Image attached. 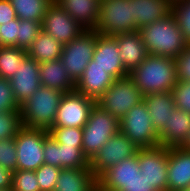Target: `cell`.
<instances>
[{"mask_svg": "<svg viewBox=\"0 0 190 191\" xmlns=\"http://www.w3.org/2000/svg\"><path fill=\"white\" fill-rule=\"evenodd\" d=\"M139 33L151 55L175 59L188 45L171 13L163 19L141 27Z\"/></svg>", "mask_w": 190, "mask_h": 191, "instance_id": "2", "label": "cell"}, {"mask_svg": "<svg viewBox=\"0 0 190 191\" xmlns=\"http://www.w3.org/2000/svg\"><path fill=\"white\" fill-rule=\"evenodd\" d=\"M44 164L60 169L90 168V162L83 154L82 148L59 145L49 134L44 139Z\"/></svg>", "mask_w": 190, "mask_h": 191, "instance_id": "14", "label": "cell"}, {"mask_svg": "<svg viewBox=\"0 0 190 191\" xmlns=\"http://www.w3.org/2000/svg\"><path fill=\"white\" fill-rule=\"evenodd\" d=\"M117 43L124 68L130 73L149 55L139 31L120 33L113 36Z\"/></svg>", "mask_w": 190, "mask_h": 191, "instance_id": "18", "label": "cell"}, {"mask_svg": "<svg viewBox=\"0 0 190 191\" xmlns=\"http://www.w3.org/2000/svg\"><path fill=\"white\" fill-rule=\"evenodd\" d=\"M115 78L98 66H87L75 90L95 101L114 83Z\"/></svg>", "mask_w": 190, "mask_h": 191, "instance_id": "22", "label": "cell"}, {"mask_svg": "<svg viewBox=\"0 0 190 191\" xmlns=\"http://www.w3.org/2000/svg\"><path fill=\"white\" fill-rule=\"evenodd\" d=\"M63 45L49 34L41 31L27 50L30 58L38 63L59 59Z\"/></svg>", "mask_w": 190, "mask_h": 191, "instance_id": "27", "label": "cell"}, {"mask_svg": "<svg viewBox=\"0 0 190 191\" xmlns=\"http://www.w3.org/2000/svg\"><path fill=\"white\" fill-rule=\"evenodd\" d=\"M13 191H40L35 171L19 170L12 174Z\"/></svg>", "mask_w": 190, "mask_h": 191, "instance_id": "34", "label": "cell"}, {"mask_svg": "<svg viewBox=\"0 0 190 191\" xmlns=\"http://www.w3.org/2000/svg\"><path fill=\"white\" fill-rule=\"evenodd\" d=\"M91 191H109L104 189L99 183H97L92 189Z\"/></svg>", "mask_w": 190, "mask_h": 191, "instance_id": "45", "label": "cell"}, {"mask_svg": "<svg viewBox=\"0 0 190 191\" xmlns=\"http://www.w3.org/2000/svg\"><path fill=\"white\" fill-rule=\"evenodd\" d=\"M175 107L190 113V82L177 80L172 89Z\"/></svg>", "mask_w": 190, "mask_h": 191, "instance_id": "37", "label": "cell"}, {"mask_svg": "<svg viewBox=\"0 0 190 191\" xmlns=\"http://www.w3.org/2000/svg\"><path fill=\"white\" fill-rule=\"evenodd\" d=\"M133 3V20L141 27L165 18L171 13L170 0H131Z\"/></svg>", "mask_w": 190, "mask_h": 191, "instance_id": "25", "label": "cell"}, {"mask_svg": "<svg viewBox=\"0 0 190 191\" xmlns=\"http://www.w3.org/2000/svg\"><path fill=\"white\" fill-rule=\"evenodd\" d=\"M120 191H158L153 185H151L141 173H138V176L131 182L123 185V188Z\"/></svg>", "mask_w": 190, "mask_h": 191, "instance_id": "41", "label": "cell"}, {"mask_svg": "<svg viewBox=\"0 0 190 191\" xmlns=\"http://www.w3.org/2000/svg\"><path fill=\"white\" fill-rule=\"evenodd\" d=\"M138 147L121 131L112 136L90 161V168L98 179L105 171L137 154Z\"/></svg>", "mask_w": 190, "mask_h": 191, "instance_id": "11", "label": "cell"}, {"mask_svg": "<svg viewBox=\"0 0 190 191\" xmlns=\"http://www.w3.org/2000/svg\"><path fill=\"white\" fill-rule=\"evenodd\" d=\"M47 130L22 126L14 137L17 169L35 171L44 164V139Z\"/></svg>", "mask_w": 190, "mask_h": 191, "instance_id": "9", "label": "cell"}, {"mask_svg": "<svg viewBox=\"0 0 190 191\" xmlns=\"http://www.w3.org/2000/svg\"><path fill=\"white\" fill-rule=\"evenodd\" d=\"M0 44L18 48V18L0 25Z\"/></svg>", "mask_w": 190, "mask_h": 191, "instance_id": "39", "label": "cell"}, {"mask_svg": "<svg viewBox=\"0 0 190 191\" xmlns=\"http://www.w3.org/2000/svg\"><path fill=\"white\" fill-rule=\"evenodd\" d=\"M143 96L128 75L115 79L114 83L98 98L96 104L120 121L135 105L143 101Z\"/></svg>", "mask_w": 190, "mask_h": 191, "instance_id": "6", "label": "cell"}, {"mask_svg": "<svg viewBox=\"0 0 190 191\" xmlns=\"http://www.w3.org/2000/svg\"><path fill=\"white\" fill-rule=\"evenodd\" d=\"M169 148L156 146L138 150V161L143 176L158 191H167Z\"/></svg>", "mask_w": 190, "mask_h": 191, "instance_id": "12", "label": "cell"}, {"mask_svg": "<svg viewBox=\"0 0 190 191\" xmlns=\"http://www.w3.org/2000/svg\"><path fill=\"white\" fill-rule=\"evenodd\" d=\"M41 31L40 22L18 18V48L27 51Z\"/></svg>", "mask_w": 190, "mask_h": 191, "instance_id": "31", "label": "cell"}, {"mask_svg": "<svg viewBox=\"0 0 190 191\" xmlns=\"http://www.w3.org/2000/svg\"><path fill=\"white\" fill-rule=\"evenodd\" d=\"M129 76L143 95L171 92L177 83L176 61L173 58L149 54Z\"/></svg>", "mask_w": 190, "mask_h": 191, "instance_id": "1", "label": "cell"}, {"mask_svg": "<svg viewBox=\"0 0 190 191\" xmlns=\"http://www.w3.org/2000/svg\"><path fill=\"white\" fill-rule=\"evenodd\" d=\"M0 191H13L12 188H4V189H0Z\"/></svg>", "mask_w": 190, "mask_h": 191, "instance_id": "46", "label": "cell"}, {"mask_svg": "<svg viewBox=\"0 0 190 191\" xmlns=\"http://www.w3.org/2000/svg\"><path fill=\"white\" fill-rule=\"evenodd\" d=\"M97 183L91 168L61 169L53 191H91Z\"/></svg>", "mask_w": 190, "mask_h": 191, "instance_id": "26", "label": "cell"}, {"mask_svg": "<svg viewBox=\"0 0 190 191\" xmlns=\"http://www.w3.org/2000/svg\"><path fill=\"white\" fill-rule=\"evenodd\" d=\"M177 80L190 82V44L176 58Z\"/></svg>", "mask_w": 190, "mask_h": 191, "instance_id": "40", "label": "cell"}, {"mask_svg": "<svg viewBox=\"0 0 190 191\" xmlns=\"http://www.w3.org/2000/svg\"><path fill=\"white\" fill-rule=\"evenodd\" d=\"M21 127L20 111L0 112V139L14 138Z\"/></svg>", "mask_w": 190, "mask_h": 191, "instance_id": "33", "label": "cell"}, {"mask_svg": "<svg viewBox=\"0 0 190 191\" xmlns=\"http://www.w3.org/2000/svg\"><path fill=\"white\" fill-rule=\"evenodd\" d=\"M153 127L159 132L176 109L172 92L150 93L143 96Z\"/></svg>", "mask_w": 190, "mask_h": 191, "instance_id": "24", "label": "cell"}, {"mask_svg": "<svg viewBox=\"0 0 190 191\" xmlns=\"http://www.w3.org/2000/svg\"><path fill=\"white\" fill-rule=\"evenodd\" d=\"M41 28L62 45L75 40L85 30L55 2H52L47 9L41 22Z\"/></svg>", "mask_w": 190, "mask_h": 191, "instance_id": "13", "label": "cell"}, {"mask_svg": "<svg viewBox=\"0 0 190 191\" xmlns=\"http://www.w3.org/2000/svg\"><path fill=\"white\" fill-rule=\"evenodd\" d=\"M27 57L28 54L25 49L0 46V77L7 80L12 79Z\"/></svg>", "mask_w": 190, "mask_h": 191, "instance_id": "28", "label": "cell"}, {"mask_svg": "<svg viewBox=\"0 0 190 191\" xmlns=\"http://www.w3.org/2000/svg\"><path fill=\"white\" fill-rule=\"evenodd\" d=\"M39 66L40 63L28 56L17 73L9 80L14 99L19 107L41 87Z\"/></svg>", "mask_w": 190, "mask_h": 191, "instance_id": "16", "label": "cell"}, {"mask_svg": "<svg viewBox=\"0 0 190 191\" xmlns=\"http://www.w3.org/2000/svg\"><path fill=\"white\" fill-rule=\"evenodd\" d=\"M158 133L160 146H181L190 133V113L176 108Z\"/></svg>", "mask_w": 190, "mask_h": 191, "instance_id": "20", "label": "cell"}, {"mask_svg": "<svg viewBox=\"0 0 190 191\" xmlns=\"http://www.w3.org/2000/svg\"><path fill=\"white\" fill-rule=\"evenodd\" d=\"M61 169L47 164H42L35 170L40 191H53Z\"/></svg>", "mask_w": 190, "mask_h": 191, "instance_id": "35", "label": "cell"}, {"mask_svg": "<svg viewBox=\"0 0 190 191\" xmlns=\"http://www.w3.org/2000/svg\"><path fill=\"white\" fill-rule=\"evenodd\" d=\"M17 18L9 0H0V25L15 20Z\"/></svg>", "mask_w": 190, "mask_h": 191, "instance_id": "42", "label": "cell"}, {"mask_svg": "<svg viewBox=\"0 0 190 191\" xmlns=\"http://www.w3.org/2000/svg\"><path fill=\"white\" fill-rule=\"evenodd\" d=\"M0 166L11 172L17 170V154L14 138L0 139Z\"/></svg>", "mask_w": 190, "mask_h": 191, "instance_id": "36", "label": "cell"}, {"mask_svg": "<svg viewBox=\"0 0 190 191\" xmlns=\"http://www.w3.org/2000/svg\"><path fill=\"white\" fill-rule=\"evenodd\" d=\"M96 40L97 32L85 29L75 40L63 45L60 59L75 83L93 58Z\"/></svg>", "mask_w": 190, "mask_h": 191, "instance_id": "8", "label": "cell"}, {"mask_svg": "<svg viewBox=\"0 0 190 191\" xmlns=\"http://www.w3.org/2000/svg\"><path fill=\"white\" fill-rule=\"evenodd\" d=\"M120 131L138 149L159 146V133L153 127L151 116L144 101L135 105L120 120Z\"/></svg>", "mask_w": 190, "mask_h": 191, "instance_id": "7", "label": "cell"}, {"mask_svg": "<svg viewBox=\"0 0 190 191\" xmlns=\"http://www.w3.org/2000/svg\"><path fill=\"white\" fill-rule=\"evenodd\" d=\"M167 191H183L190 187V150L169 147Z\"/></svg>", "mask_w": 190, "mask_h": 191, "instance_id": "17", "label": "cell"}, {"mask_svg": "<svg viewBox=\"0 0 190 191\" xmlns=\"http://www.w3.org/2000/svg\"><path fill=\"white\" fill-rule=\"evenodd\" d=\"M181 146L185 149L190 150V133H189L188 137L186 138V141Z\"/></svg>", "mask_w": 190, "mask_h": 191, "instance_id": "44", "label": "cell"}, {"mask_svg": "<svg viewBox=\"0 0 190 191\" xmlns=\"http://www.w3.org/2000/svg\"><path fill=\"white\" fill-rule=\"evenodd\" d=\"M19 19L42 22L53 0H9Z\"/></svg>", "mask_w": 190, "mask_h": 191, "instance_id": "29", "label": "cell"}, {"mask_svg": "<svg viewBox=\"0 0 190 191\" xmlns=\"http://www.w3.org/2000/svg\"><path fill=\"white\" fill-rule=\"evenodd\" d=\"M94 30L108 36L139 31L133 20L132 1L102 0L98 22Z\"/></svg>", "mask_w": 190, "mask_h": 191, "instance_id": "5", "label": "cell"}, {"mask_svg": "<svg viewBox=\"0 0 190 191\" xmlns=\"http://www.w3.org/2000/svg\"><path fill=\"white\" fill-rule=\"evenodd\" d=\"M40 84L63 93L75 90V82L63 66L61 59L42 62L39 66Z\"/></svg>", "mask_w": 190, "mask_h": 191, "instance_id": "23", "label": "cell"}, {"mask_svg": "<svg viewBox=\"0 0 190 191\" xmlns=\"http://www.w3.org/2000/svg\"><path fill=\"white\" fill-rule=\"evenodd\" d=\"M171 14L176 19L187 44H190V0H178L172 2Z\"/></svg>", "mask_w": 190, "mask_h": 191, "instance_id": "30", "label": "cell"}, {"mask_svg": "<svg viewBox=\"0 0 190 191\" xmlns=\"http://www.w3.org/2000/svg\"><path fill=\"white\" fill-rule=\"evenodd\" d=\"M20 111V107L14 99L9 80L0 77V112Z\"/></svg>", "mask_w": 190, "mask_h": 191, "instance_id": "38", "label": "cell"}, {"mask_svg": "<svg viewBox=\"0 0 190 191\" xmlns=\"http://www.w3.org/2000/svg\"><path fill=\"white\" fill-rule=\"evenodd\" d=\"M87 66H98L115 79L129 75L120 58L118 43L113 36L97 33L96 47L92 60Z\"/></svg>", "mask_w": 190, "mask_h": 191, "instance_id": "15", "label": "cell"}, {"mask_svg": "<svg viewBox=\"0 0 190 191\" xmlns=\"http://www.w3.org/2000/svg\"><path fill=\"white\" fill-rule=\"evenodd\" d=\"M60 90L42 86L20 106L22 126L49 131L63 96Z\"/></svg>", "mask_w": 190, "mask_h": 191, "instance_id": "3", "label": "cell"}, {"mask_svg": "<svg viewBox=\"0 0 190 191\" xmlns=\"http://www.w3.org/2000/svg\"><path fill=\"white\" fill-rule=\"evenodd\" d=\"M48 132L49 135L59 143V145H69L75 146L76 148H82V128H51Z\"/></svg>", "mask_w": 190, "mask_h": 191, "instance_id": "32", "label": "cell"}, {"mask_svg": "<svg viewBox=\"0 0 190 191\" xmlns=\"http://www.w3.org/2000/svg\"><path fill=\"white\" fill-rule=\"evenodd\" d=\"M96 101L76 90L63 94L52 128H83Z\"/></svg>", "mask_w": 190, "mask_h": 191, "instance_id": "10", "label": "cell"}, {"mask_svg": "<svg viewBox=\"0 0 190 191\" xmlns=\"http://www.w3.org/2000/svg\"><path fill=\"white\" fill-rule=\"evenodd\" d=\"M102 0H53L84 29L94 30L99 18Z\"/></svg>", "mask_w": 190, "mask_h": 191, "instance_id": "21", "label": "cell"}, {"mask_svg": "<svg viewBox=\"0 0 190 191\" xmlns=\"http://www.w3.org/2000/svg\"><path fill=\"white\" fill-rule=\"evenodd\" d=\"M138 173H140V169L137 151L136 155L109 168L97 181L106 190L120 191L123 185L134 180Z\"/></svg>", "mask_w": 190, "mask_h": 191, "instance_id": "19", "label": "cell"}, {"mask_svg": "<svg viewBox=\"0 0 190 191\" xmlns=\"http://www.w3.org/2000/svg\"><path fill=\"white\" fill-rule=\"evenodd\" d=\"M82 130L83 154L90 162L108 140L120 131V121L95 103Z\"/></svg>", "mask_w": 190, "mask_h": 191, "instance_id": "4", "label": "cell"}, {"mask_svg": "<svg viewBox=\"0 0 190 191\" xmlns=\"http://www.w3.org/2000/svg\"><path fill=\"white\" fill-rule=\"evenodd\" d=\"M12 174L13 172L0 166V189L12 187Z\"/></svg>", "mask_w": 190, "mask_h": 191, "instance_id": "43", "label": "cell"}]
</instances>
